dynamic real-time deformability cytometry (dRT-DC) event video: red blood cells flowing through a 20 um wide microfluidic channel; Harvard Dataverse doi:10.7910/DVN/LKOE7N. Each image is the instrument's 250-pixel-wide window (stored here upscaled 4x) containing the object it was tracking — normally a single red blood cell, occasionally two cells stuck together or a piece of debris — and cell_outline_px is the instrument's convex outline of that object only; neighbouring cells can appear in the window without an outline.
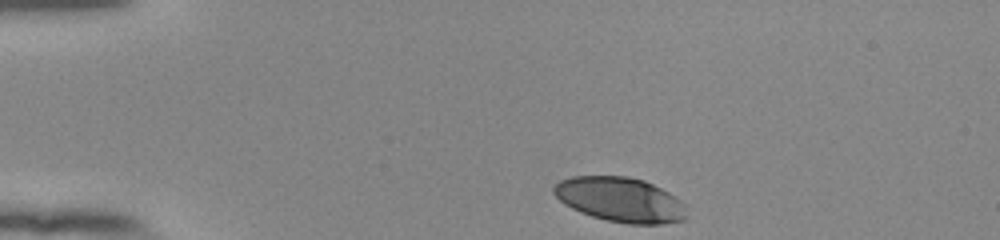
{"species": "human", "species_latin": "Homo sapiens", "temperature_condition": "room temperature", "stored_images_in_passage": 36, "camera_frame_rate_fps": 3000, "um_per_image_px": 0.085, "donor": {"sex": "female"}, "frame": {"image": 1, "passage_image": 1, "time_ms": 0.0, "image_size_px": [1000, 240], "cell_outline_px": [[688, 216], [684, 220], [664, 224], [628, 224], [608, 220], [592, 216], [580, 212], [564, 204], [552, 192], [552, 188], [560, 180], [572, 176], [628, 176], [644, 180], [668, 192], [680, 200], [684, 204]], "centroid_in_image_um": [52.73, 16.97], "position_along_channel_um": 32.3, "area_um2": 34.68}}
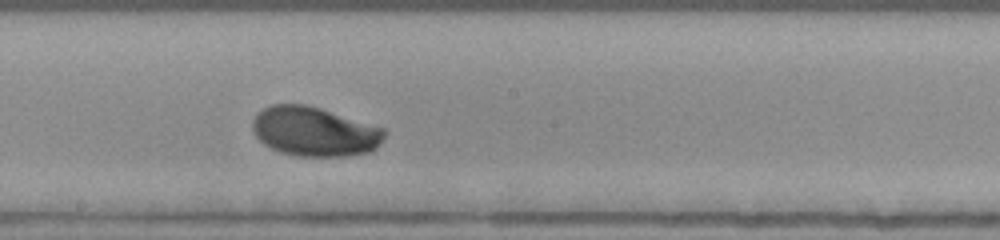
{"frame": {"image": 2, "passage_image": 21, "time_ms": 6.667, "image_size_px": [1000, 240], "cell_outline_px": [[384, 136], [380, 144], [372, 152], [344, 156], [296, 156], [280, 152], [264, 144], [252, 132], [252, 120], [256, 112], [272, 104], [304, 104], [320, 108], [384, 128]], "centroid_in_image_um": [26.7, 11.18], "position_along_channel_um": 221.5, "area_um2": 38.03}}
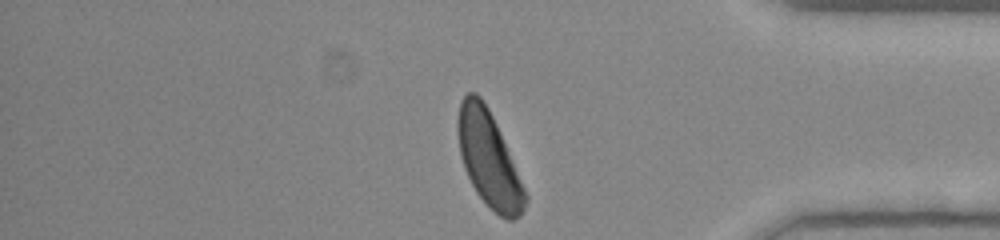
{"frame": {"image": 3, "passage_image": 36, "time_ms": 11.667, "image_size_px": [1000, 240], "cell_outline_px": [[528, 200], [520, 216], [512, 220], [508, 220], [500, 216], [476, 192], [464, 168], [460, 156], [456, 128], [456, 124], [460, 100], [468, 92], [476, 92], [480, 96], [488, 108], [500, 132], [528, 196]], "centroid_in_image_um": [41.53, 13.5], "position_along_channel_um": 393.7, "area_um2": 37.05}, "authors_computed_cell_mechanics": {"area_um2": 36.9631, "velocity_mm_per_s": 3.8419, "shape_relaxation_time_tau1_ms": 3.4581, "shape_relaxation_time_tau2_ms": null, "deformation_change_tau1": 0.1645, "deformation_change_tau2": null}}